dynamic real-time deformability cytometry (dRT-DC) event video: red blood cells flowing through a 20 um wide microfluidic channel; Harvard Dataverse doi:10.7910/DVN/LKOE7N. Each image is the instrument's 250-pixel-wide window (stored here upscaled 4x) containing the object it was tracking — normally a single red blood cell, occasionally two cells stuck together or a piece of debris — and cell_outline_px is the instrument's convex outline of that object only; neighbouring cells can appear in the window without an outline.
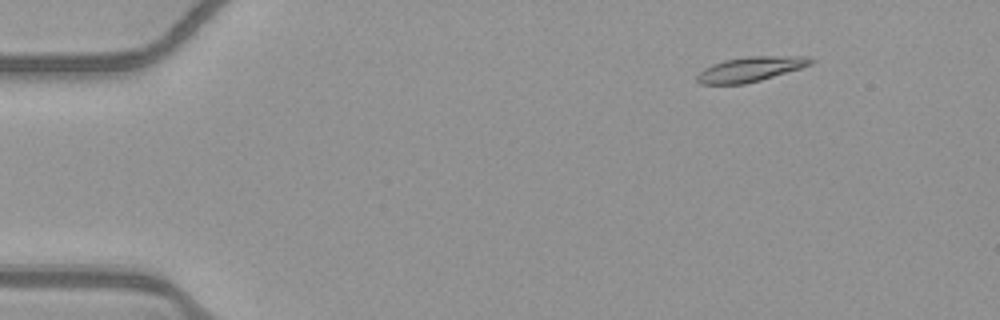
{"species": "common noctule bat (a hibernating species)", "species_latin": "Nyctalus noctula", "temperature_condition": "warm", "stored_images_in_passage": 16, "camera_frame_rate_fps": 3000, "um_per_image_px": 0.085, "animal": {"sex": "female", "body_mass_g": 21.9}, "frame": {"image": 1, "passage_image": 5, "time_ms": 1.333, "image_size_px": [1000, 320], "cell_outline_px": [[816, 60], [812, 64], [800, 68], [760, 80], [744, 84], [700, 84], [696, 80], [696, 76], [704, 68], [712, 64], [724, 60], [748, 56], [804, 56]], "centroid_in_image_um": [63.77, 5.87], "position_along_channel_um": 21.2, "area_um2": 16.36}}